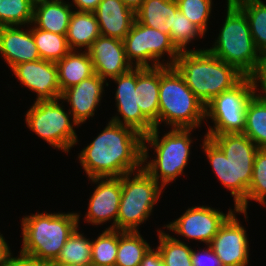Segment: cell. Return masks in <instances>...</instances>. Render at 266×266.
<instances>
[{"label":"cell","mask_w":266,"mask_h":266,"mask_svg":"<svg viewBox=\"0 0 266 266\" xmlns=\"http://www.w3.org/2000/svg\"><path fill=\"white\" fill-rule=\"evenodd\" d=\"M78 158L89 179L121 177L142 168L143 136L110 120Z\"/></svg>","instance_id":"cell-1"},{"label":"cell","mask_w":266,"mask_h":266,"mask_svg":"<svg viewBox=\"0 0 266 266\" xmlns=\"http://www.w3.org/2000/svg\"><path fill=\"white\" fill-rule=\"evenodd\" d=\"M204 136L202 149L221 184L231 190L238 209L247 204V190L259 148L243 133Z\"/></svg>","instance_id":"cell-2"},{"label":"cell","mask_w":266,"mask_h":266,"mask_svg":"<svg viewBox=\"0 0 266 266\" xmlns=\"http://www.w3.org/2000/svg\"><path fill=\"white\" fill-rule=\"evenodd\" d=\"M173 66L205 106L215 96L234 88L246 77L207 49L180 51Z\"/></svg>","instance_id":"cell-3"},{"label":"cell","mask_w":266,"mask_h":266,"mask_svg":"<svg viewBox=\"0 0 266 266\" xmlns=\"http://www.w3.org/2000/svg\"><path fill=\"white\" fill-rule=\"evenodd\" d=\"M79 213H35L21 219L22 253L55 262L67 239L78 228Z\"/></svg>","instance_id":"cell-4"},{"label":"cell","mask_w":266,"mask_h":266,"mask_svg":"<svg viewBox=\"0 0 266 266\" xmlns=\"http://www.w3.org/2000/svg\"><path fill=\"white\" fill-rule=\"evenodd\" d=\"M205 118V105L186 85L174 66H160L158 127L197 128Z\"/></svg>","instance_id":"cell-5"},{"label":"cell","mask_w":266,"mask_h":266,"mask_svg":"<svg viewBox=\"0 0 266 266\" xmlns=\"http://www.w3.org/2000/svg\"><path fill=\"white\" fill-rule=\"evenodd\" d=\"M158 130V127H154L143 136L142 167L164 188L184 173L189 161L193 141L190 135L193 128H172L161 139H159L160 132ZM147 142L148 145L151 144L152 148L154 147V153L157 154L153 160L148 162L149 150L147 147L149 146L145 144Z\"/></svg>","instance_id":"cell-6"},{"label":"cell","mask_w":266,"mask_h":266,"mask_svg":"<svg viewBox=\"0 0 266 266\" xmlns=\"http://www.w3.org/2000/svg\"><path fill=\"white\" fill-rule=\"evenodd\" d=\"M221 28L214 45L207 50L250 77L256 71L261 53L254 44L245 14L236 5H227Z\"/></svg>","instance_id":"cell-7"},{"label":"cell","mask_w":266,"mask_h":266,"mask_svg":"<svg viewBox=\"0 0 266 266\" xmlns=\"http://www.w3.org/2000/svg\"><path fill=\"white\" fill-rule=\"evenodd\" d=\"M135 173L121 176L122 194L116 230L138 232L139 225L149 218L164 189L143 167Z\"/></svg>","instance_id":"cell-8"},{"label":"cell","mask_w":266,"mask_h":266,"mask_svg":"<svg viewBox=\"0 0 266 266\" xmlns=\"http://www.w3.org/2000/svg\"><path fill=\"white\" fill-rule=\"evenodd\" d=\"M61 97L52 100L34 101L26 113V124L32 132L45 140L52 147L64 152L78 142L74 127L79 126L70 120V112H65ZM62 105V106H61Z\"/></svg>","instance_id":"cell-9"},{"label":"cell","mask_w":266,"mask_h":266,"mask_svg":"<svg viewBox=\"0 0 266 266\" xmlns=\"http://www.w3.org/2000/svg\"><path fill=\"white\" fill-rule=\"evenodd\" d=\"M255 94L251 77H245L234 88L215 96L205 106V118H211L205 135L243 133L249 100Z\"/></svg>","instance_id":"cell-10"},{"label":"cell","mask_w":266,"mask_h":266,"mask_svg":"<svg viewBox=\"0 0 266 266\" xmlns=\"http://www.w3.org/2000/svg\"><path fill=\"white\" fill-rule=\"evenodd\" d=\"M123 43L126 58L132 66L134 65L133 67L173 66L180 53L168 34L147 27L136 20L123 39ZM166 53L170 61L160 62Z\"/></svg>","instance_id":"cell-11"},{"label":"cell","mask_w":266,"mask_h":266,"mask_svg":"<svg viewBox=\"0 0 266 266\" xmlns=\"http://www.w3.org/2000/svg\"><path fill=\"white\" fill-rule=\"evenodd\" d=\"M229 209L227 214L209 206H195L188 208L179 218L166 224L165 228L183 237L209 245L217 234L221 225L235 212Z\"/></svg>","instance_id":"cell-12"},{"label":"cell","mask_w":266,"mask_h":266,"mask_svg":"<svg viewBox=\"0 0 266 266\" xmlns=\"http://www.w3.org/2000/svg\"><path fill=\"white\" fill-rule=\"evenodd\" d=\"M234 213H243L245 218H248L247 212L236 209L221 225L209 246L223 266H247L249 262L247 231Z\"/></svg>","instance_id":"cell-13"},{"label":"cell","mask_w":266,"mask_h":266,"mask_svg":"<svg viewBox=\"0 0 266 266\" xmlns=\"http://www.w3.org/2000/svg\"><path fill=\"white\" fill-rule=\"evenodd\" d=\"M117 83L115 102L120 116H112L111 121L128 126L138 131L142 136L148 134L154 125L142 114L136 98L137 67L128 72L111 78ZM122 120V121H121Z\"/></svg>","instance_id":"cell-14"},{"label":"cell","mask_w":266,"mask_h":266,"mask_svg":"<svg viewBox=\"0 0 266 266\" xmlns=\"http://www.w3.org/2000/svg\"><path fill=\"white\" fill-rule=\"evenodd\" d=\"M96 183L90 197L85 222L92 225H102L113 219L108 229H116L119 205L122 194L121 177L91 178Z\"/></svg>","instance_id":"cell-15"},{"label":"cell","mask_w":266,"mask_h":266,"mask_svg":"<svg viewBox=\"0 0 266 266\" xmlns=\"http://www.w3.org/2000/svg\"><path fill=\"white\" fill-rule=\"evenodd\" d=\"M12 71L23 86L37 94L36 101L61 97L56 62L43 59L24 62Z\"/></svg>","instance_id":"cell-16"},{"label":"cell","mask_w":266,"mask_h":266,"mask_svg":"<svg viewBox=\"0 0 266 266\" xmlns=\"http://www.w3.org/2000/svg\"><path fill=\"white\" fill-rule=\"evenodd\" d=\"M87 51L95 73L104 80L124 74L133 67L126 58L121 39L100 35Z\"/></svg>","instance_id":"cell-17"},{"label":"cell","mask_w":266,"mask_h":266,"mask_svg":"<svg viewBox=\"0 0 266 266\" xmlns=\"http://www.w3.org/2000/svg\"><path fill=\"white\" fill-rule=\"evenodd\" d=\"M104 83H106V80L95 73L62 92L61 99L70 104L72 108L69 109L71 119L78 125L94 116L95 110L103 97Z\"/></svg>","instance_id":"cell-18"},{"label":"cell","mask_w":266,"mask_h":266,"mask_svg":"<svg viewBox=\"0 0 266 266\" xmlns=\"http://www.w3.org/2000/svg\"><path fill=\"white\" fill-rule=\"evenodd\" d=\"M0 54L11 69L41 59L31 28L22 30L21 26H0Z\"/></svg>","instance_id":"cell-19"},{"label":"cell","mask_w":266,"mask_h":266,"mask_svg":"<svg viewBox=\"0 0 266 266\" xmlns=\"http://www.w3.org/2000/svg\"><path fill=\"white\" fill-rule=\"evenodd\" d=\"M100 34L123 40L135 22V11L122 0H101L94 11Z\"/></svg>","instance_id":"cell-20"},{"label":"cell","mask_w":266,"mask_h":266,"mask_svg":"<svg viewBox=\"0 0 266 266\" xmlns=\"http://www.w3.org/2000/svg\"><path fill=\"white\" fill-rule=\"evenodd\" d=\"M160 66L137 67L136 98L142 114L158 127Z\"/></svg>","instance_id":"cell-21"},{"label":"cell","mask_w":266,"mask_h":266,"mask_svg":"<svg viewBox=\"0 0 266 266\" xmlns=\"http://www.w3.org/2000/svg\"><path fill=\"white\" fill-rule=\"evenodd\" d=\"M71 6L63 0H47L38 4L34 6L32 24L48 32L66 35L73 13Z\"/></svg>","instance_id":"cell-22"},{"label":"cell","mask_w":266,"mask_h":266,"mask_svg":"<svg viewBox=\"0 0 266 266\" xmlns=\"http://www.w3.org/2000/svg\"><path fill=\"white\" fill-rule=\"evenodd\" d=\"M79 52L71 50L61 60L56 62L61 93L95 74L88 51Z\"/></svg>","instance_id":"cell-23"},{"label":"cell","mask_w":266,"mask_h":266,"mask_svg":"<svg viewBox=\"0 0 266 266\" xmlns=\"http://www.w3.org/2000/svg\"><path fill=\"white\" fill-rule=\"evenodd\" d=\"M178 9L176 0H144L135 11V18L138 23L170 36V28Z\"/></svg>","instance_id":"cell-24"},{"label":"cell","mask_w":266,"mask_h":266,"mask_svg":"<svg viewBox=\"0 0 266 266\" xmlns=\"http://www.w3.org/2000/svg\"><path fill=\"white\" fill-rule=\"evenodd\" d=\"M99 24L94 12L73 11L66 33V39L71 50L91 47L100 36Z\"/></svg>","instance_id":"cell-25"},{"label":"cell","mask_w":266,"mask_h":266,"mask_svg":"<svg viewBox=\"0 0 266 266\" xmlns=\"http://www.w3.org/2000/svg\"><path fill=\"white\" fill-rule=\"evenodd\" d=\"M151 246L135 231L118 230V251L115 266H139Z\"/></svg>","instance_id":"cell-26"},{"label":"cell","mask_w":266,"mask_h":266,"mask_svg":"<svg viewBox=\"0 0 266 266\" xmlns=\"http://www.w3.org/2000/svg\"><path fill=\"white\" fill-rule=\"evenodd\" d=\"M258 148H266V99L254 94L246 110L243 132Z\"/></svg>","instance_id":"cell-27"},{"label":"cell","mask_w":266,"mask_h":266,"mask_svg":"<svg viewBox=\"0 0 266 266\" xmlns=\"http://www.w3.org/2000/svg\"><path fill=\"white\" fill-rule=\"evenodd\" d=\"M246 16L256 48L266 51V4L261 0H244L236 5Z\"/></svg>","instance_id":"cell-28"},{"label":"cell","mask_w":266,"mask_h":266,"mask_svg":"<svg viewBox=\"0 0 266 266\" xmlns=\"http://www.w3.org/2000/svg\"><path fill=\"white\" fill-rule=\"evenodd\" d=\"M84 233H79L78 228L67 239L62 247L60 255L55 263L76 265V266H91L92 261V240L83 236Z\"/></svg>","instance_id":"cell-29"},{"label":"cell","mask_w":266,"mask_h":266,"mask_svg":"<svg viewBox=\"0 0 266 266\" xmlns=\"http://www.w3.org/2000/svg\"><path fill=\"white\" fill-rule=\"evenodd\" d=\"M157 231L159 245L156 248L161 256L163 266H193L190 246L163 230Z\"/></svg>","instance_id":"cell-30"},{"label":"cell","mask_w":266,"mask_h":266,"mask_svg":"<svg viewBox=\"0 0 266 266\" xmlns=\"http://www.w3.org/2000/svg\"><path fill=\"white\" fill-rule=\"evenodd\" d=\"M41 59L57 62L70 51L66 35H60L37 28H31Z\"/></svg>","instance_id":"cell-31"},{"label":"cell","mask_w":266,"mask_h":266,"mask_svg":"<svg viewBox=\"0 0 266 266\" xmlns=\"http://www.w3.org/2000/svg\"><path fill=\"white\" fill-rule=\"evenodd\" d=\"M118 251V230L106 228L92 240L91 266H115Z\"/></svg>","instance_id":"cell-32"},{"label":"cell","mask_w":266,"mask_h":266,"mask_svg":"<svg viewBox=\"0 0 266 266\" xmlns=\"http://www.w3.org/2000/svg\"><path fill=\"white\" fill-rule=\"evenodd\" d=\"M33 12L29 0H0V26L31 25Z\"/></svg>","instance_id":"cell-33"},{"label":"cell","mask_w":266,"mask_h":266,"mask_svg":"<svg viewBox=\"0 0 266 266\" xmlns=\"http://www.w3.org/2000/svg\"><path fill=\"white\" fill-rule=\"evenodd\" d=\"M266 198V148H259L254 159L252 179L247 190V204H242L238 210L247 212L248 200L260 203Z\"/></svg>","instance_id":"cell-34"},{"label":"cell","mask_w":266,"mask_h":266,"mask_svg":"<svg viewBox=\"0 0 266 266\" xmlns=\"http://www.w3.org/2000/svg\"><path fill=\"white\" fill-rule=\"evenodd\" d=\"M204 35L179 9L175 12L173 26L170 28V39L179 51H187V44L197 37L204 38Z\"/></svg>","instance_id":"cell-35"},{"label":"cell","mask_w":266,"mask_h":266,"mask_svg":"<svg viewBox=\"0 0 266 266\" xmlns=\"http://www.w3.org/2000/svg\"><path fill=\"white\" fill-rule=\"evenodd\" d=\"M179 10L204 34L212 10V0H176Z\"/></svg>","instance_id":"cell-36"},{"label":"cell","mask_w":266,"mask_h":266,"mask_svg":"<svg viewBox=\"0 0 266 266\" xmlns=\"http://www.w3.org/2000/svg\"><path fill=\"white\" fill-rule=\"evenodd\" d=\"M192 249L193 266H223L213 249L207 245V249L196 252ZM201 252V253H200Z\"/></svg>","instance_id":"cell-37"},{"label":"cell","mask_w":266,"mask_h":266,"mask_svg":"<svg viewBox=\"0 0 266 266\" xmlns=\"http://www.w3.org/2000/svg\"><path fill=\"white\" fill-rule=\"evenodd\" d=\"M252 78L254 88H255V94L258 93L256 92L257 90H260L257 87L261 86L262 95L261 93L256 94L257 96L266 99V51L261 53V57L258 63V66L256 68V71L250 76ZM259 83H261L259 85Z\"/></svg>","instance_id":"cell-38"},{"label":"cell","mask_w":266,"mask_h":266,"mask_svg":"<svg viewBox=\"0 0 266 266\" xmlns=\"http://www.w3.org/2000/svg\"><path fill=\"white\" fill-rule=\"evenodd\" d=\"M19 254V257H13L11 254L7 266H50L49 262L26 255L21 251Z\"/></svg>","instance_id":"cell-39"},{"label":"cell","mask_w":266,"mask_h":266,"mask_svg":"<svg viewBox=\"0 0 266 266\" xmlns=\"http://www.w3.org/2000/svg\"><path fill=\"white\" fill-rule=\"evenodd\" d=\"M139 266H163L161 256L158 249L150 248L144 255L143 260Z\"/></svg>","instance_id":"cell-40"},{"label":"cell","mask_w":266,"mask_h":266,"mask_svg":"<svg viewBox=\"0 0 266 266\" xmlns=\"http://www.w3.org/2000/svg\"><path fill=\"white\" fill-rule=\"evenodd\" d=\"M77 11L94 12L101 0H72Z\"/></svg>","instance_id":"cell-41"},{"label":"cell","mask_w":266,"mask_h":266,"mask_svg":"<svg viewBox=\"0 0 266 266\" xmlns=\"http://www.w3.org/2000/svg\"><path fill=\"white\" fill-rule=\"evenodd\" d=\"M11 254L10 247L5 241V237L0 233V266H7Z\"/></svg>","instance_id":"cell-42"},{"label":"cell","mask_w":266,"mask_h":266,"mask_svg":"<svg viewBox=\"0 0 266 266\" xmlns=\"http://www.w3.org/2000/svg\"><path fill=\"white\" fill-rule=\"evenodd\" d=\"M129 8L136 11L144 0H122Z\"/></svg>","instance_id":"cell-43"},{"label":"cell","mask_w":266,"mask_h":266,"mask_svg":"<svg viewBox=\"0 0 266 266\" xmlns=\"http://www.w3.org/2000/svg\"><path fill=\"white\" fill-rule=\"evenodd\" d=\"M244 0H227L226 5H237L238 3L242 2Z\"/></svg>","instance_id":"cell-44"},{"label":"cell","mask_w":266,"mask_h":266,"mask_svg":"<svg viewBox=\"0 0 266 266\" xmlns=\"http://www.w3.org/2000/svg\"><path fill=\"white\" fill-rule=\"evenodd\" d=\"M47 0H29V2L33 5L36 6L38 4H41L43 2H46Z\"/></svg>","instance_id":"cell-45"},{"label":"cell","mask_w":266,"mask_h":266,"mask_svg":"<svg viewBox=\"0 0 266 266\" xmlns=\"http://www.w3.org/2000/svg\"><path fill=\"white\" fill-rule=\"evenodd\" d=\"M50 266H76V265H67V264H60V263L52 262L50 263Z\"/></svg>","instance_id":"cell-46"},{"label":"cell","mask_w":266,"mask_h":266,"mask_svg":"<svg viewBox=\"0 0 266 266\" xmlns=\"http://www.w3.org/2000/svg\"><path fill=\"white\" fill-rule=\"evenodd\" d=\"M262 205H266V198L260 202Z\"/></svg>","instance_id":"cell-47"}]
</instances>
